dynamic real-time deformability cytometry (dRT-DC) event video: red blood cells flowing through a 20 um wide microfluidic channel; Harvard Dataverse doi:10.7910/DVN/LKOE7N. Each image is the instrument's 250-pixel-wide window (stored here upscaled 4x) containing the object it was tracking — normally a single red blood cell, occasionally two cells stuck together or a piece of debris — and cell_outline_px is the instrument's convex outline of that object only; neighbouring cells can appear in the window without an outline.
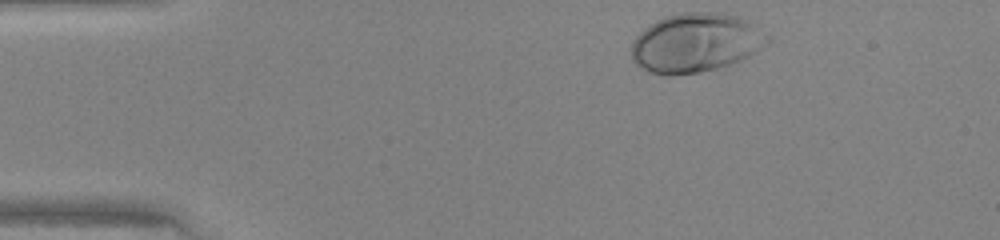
{"species": "human", "species_latin": "Homo sapiens", "temperature_condition": "warm", "stored_images_in_passage": 32, "camera_frame_rate_fps": 3000, "um_per_image_px": 0.085, "donor": {"sex": "female"}, "frame": {"image": 1, "passage_image": 1, "time_ms": 0.0, "image_size_px": [1000, 240], "cell_outline_px": [[772, 40], [768, 44], [748, 56], [740, 60], [716, 68], [700, 72], [672, 76], [668, 76], [648, 72], [636, 64], [632, 60], [632, 40], [644, 28], [656, 20], [664, 16], [680, 12], [724, 12], [740, 16], [756, 24]], "centroid_in_image_um": [59.14, 3.62], "position_along_channel_um": 25.9, "area_um2": 47.4}}
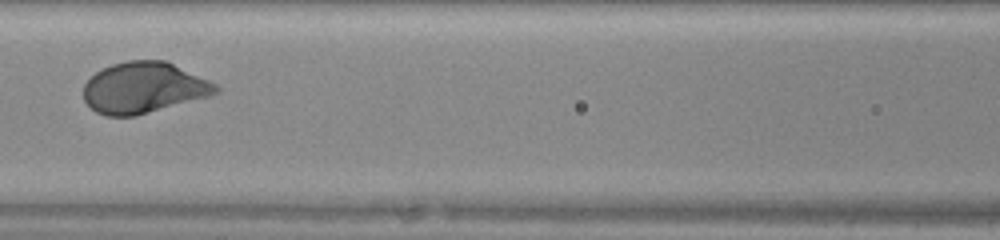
{"frame": {"image": 2, "passage_image": 15, "time_ms": 4.667, "image_size_px": [1000, 240], "cell_outline_px": [[220, 92], [212, 96], [136, 116], [108, 116], [96, 112], [84, 100], [84, 84], [96, 72], [112, 64], [128, 60], [164, 60], [208, 80], [216, 84], [220, 88]], "centroid_in_image_um": [12.24, 7.47], "position_along_channel_um": 154.4, "area_um2": 39.3}}
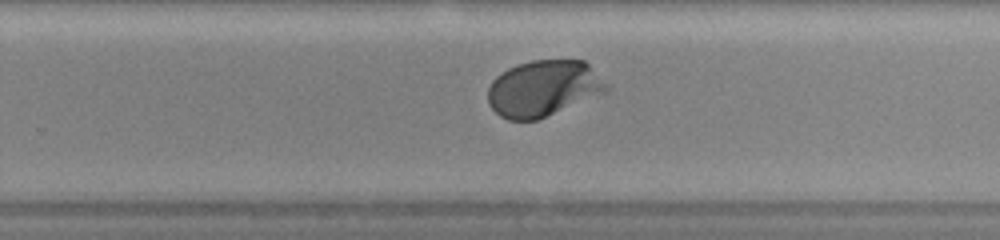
{"frame": {"image": 3, "passage_image": 24, "time_ms": 7.667, "image_size_px": [1000, 240], "cell_outline_px": [[608, 92], [536, 120], [508, 120], [500, 116], [488, 104], [488, 88], [492, 80], [496, 76], [508, 68], [516, 64], [532, 60], [584, 60], [608, 84]], "centroid_in_image_um": [46.18, 7.51], "position_along_channel_um": 283.6, "area_um2": 38.84}}